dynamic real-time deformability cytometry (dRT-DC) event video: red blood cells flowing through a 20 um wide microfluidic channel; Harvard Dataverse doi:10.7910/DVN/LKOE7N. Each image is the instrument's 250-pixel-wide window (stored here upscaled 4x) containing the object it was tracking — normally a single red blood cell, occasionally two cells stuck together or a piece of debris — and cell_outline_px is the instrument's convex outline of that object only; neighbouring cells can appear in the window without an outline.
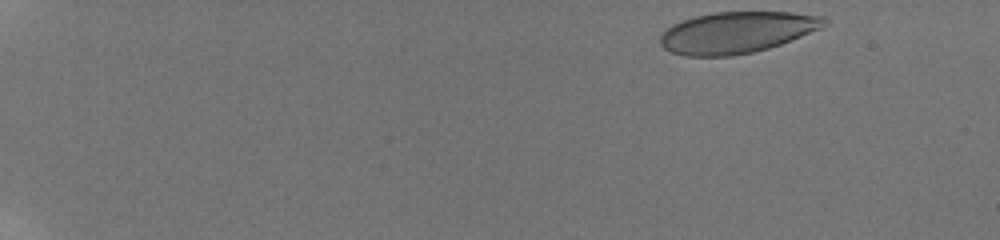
{"species": "human", "species_latin": "Homo sapiens", "temperature_condition": "room temperature", "stored_images_in_passage": 51, "camera_frame_rate_fps": 3000, "um_per_image_px": 0.085, "donor": {"sex": "male"}, "frame": {"image": 1, "passage_image": 1, "time_ms": 0.0, "image_size_px": [1000, 240], "cell_outline_px": [[828, 24], [824, 28], [780, 44], [768, 48], [752, 52], [732, 56], [684, 56], [672, 52], [664, 48], [660, 44], [660, 36], [672, 24], [696, 16], [712, 12], [792, 12], [824, 16], [828, 20]], "centroid_in_image_um": [62.68, 2.75], "position_along_channel_um": 22.3, "area_um2": 39.71}}
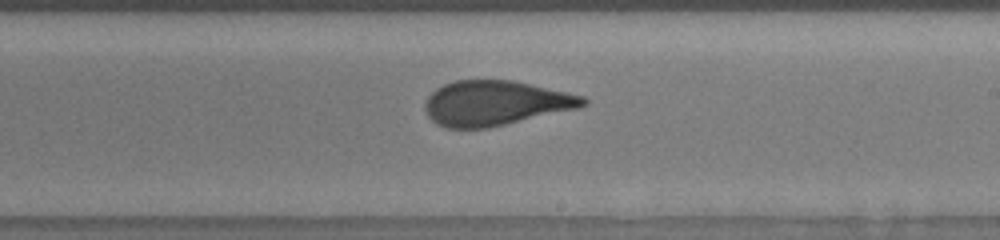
{"frame": {"image": 2, "passage_image": 32, "time_ms": 10.333, "image_size_px": [1000, 240], "cell_outline_px": [[588, 104], [576, 108], [488, 128], [448, 128], [432, 120], [428, 116], [424, 108], [424, 104], [428, 96], [436, 88], [444, 84], [456, 80], [512, 80], [568, 92], [584, 96], [588, 100]], "centroid_in_image_um": [42.09, 8.75], "position_along_channel_um": 246.9, "area_um2": 41.04}}
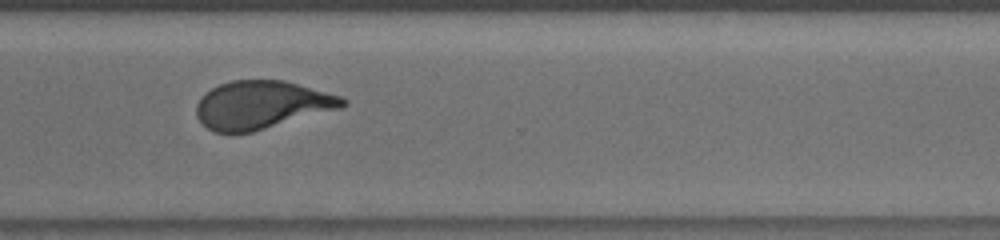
{"frame": {"image": 3, "passage_image": 40, "time_ms": 13.0, "image_size_px": [1000, 240], "cell_outline_px": [[348, 104], [340, 108], [252, 132], [212, 132], [196, 116], [196, 104], [200, 96], [204, 92], [220, 84], [232, 80], [284, 80], [340, 96], [348, 100]], "centroid_in_image_um": [22.21, 8.91], "position_along_channel_um": 348.4, "area_um2": 40.69}, "authors_computed_cell_mechanics": {"area_um2": 41.1536, "velocity_mm_per_s": 3.8056, "shape_relaxation_time_tau1_ms": 6.2374, "shape_relaxation_time_tau2_ms": 0.7308, "deformation_change_tau1": 0.1975, "deformation_change_tau2": 0.0707}}